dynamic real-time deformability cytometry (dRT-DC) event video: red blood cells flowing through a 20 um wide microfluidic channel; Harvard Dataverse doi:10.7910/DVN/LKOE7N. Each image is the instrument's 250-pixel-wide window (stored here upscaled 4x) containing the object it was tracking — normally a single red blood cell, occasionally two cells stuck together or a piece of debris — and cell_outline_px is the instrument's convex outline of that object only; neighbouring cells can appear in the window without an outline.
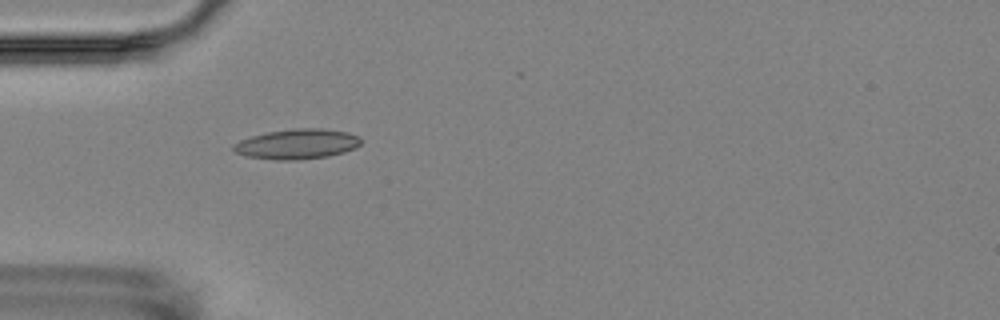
{"species": "Egyptian fruit bat (a non-hibernating species)", "species_latin": "Rousettus aegyptiacus", "temperature_condition": "room temperature", "stored_images_in_passage": 6, "camera_frame_rate_fps": 3000, "um_per_image_px": 0.085, "animal": {"sex": "female"}, "frame": {"image": 1, "passage_image": 5, "time_ms": 4.667, "image_size_px": [1000, 320], "cell_outline_px": [[360, 144], [356, 148], [344, 152], [328, 156], [296, 160], [276, 160], [244, 156], [236, 152], [232, 148], [232, 144], [240, 140], [252, 136], [268, 132], [292, 128], [320, 128], [348, 132], [360, 136]], "centroid_in_image_um": [25.25, 12.24], "position_along_channel_um": 59.8, "area_um2": 22.43}}
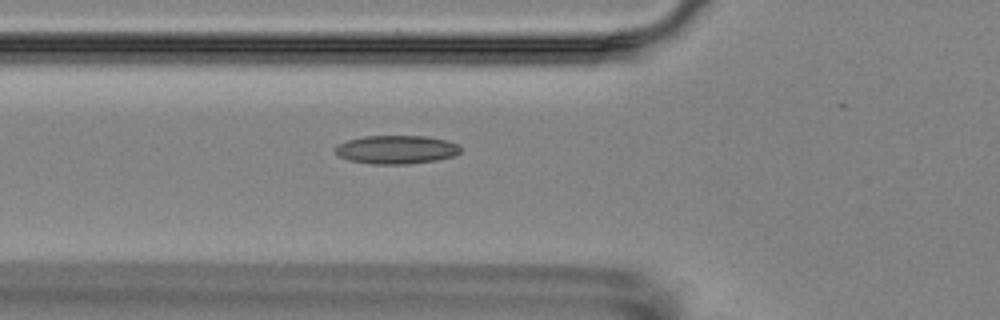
{"frame": {"image": 2, "passage_image": 6, "time_ms": 5.667, "image_size_px": [1000, 320], "cell_outline_px": [[460, 152], [452, 156], [436, 160], [408, 164], [372, 164], [348, 160], [340, 156], [336, 152], [336, 144], [348, 140], [364, 136], [424, 136], [444, 140], [456, 144], [460, 148]], "centroid_in_image_um": [33.65, 12.72], "position_along_channel_um": 92.1, "area_um2": 20.58}}